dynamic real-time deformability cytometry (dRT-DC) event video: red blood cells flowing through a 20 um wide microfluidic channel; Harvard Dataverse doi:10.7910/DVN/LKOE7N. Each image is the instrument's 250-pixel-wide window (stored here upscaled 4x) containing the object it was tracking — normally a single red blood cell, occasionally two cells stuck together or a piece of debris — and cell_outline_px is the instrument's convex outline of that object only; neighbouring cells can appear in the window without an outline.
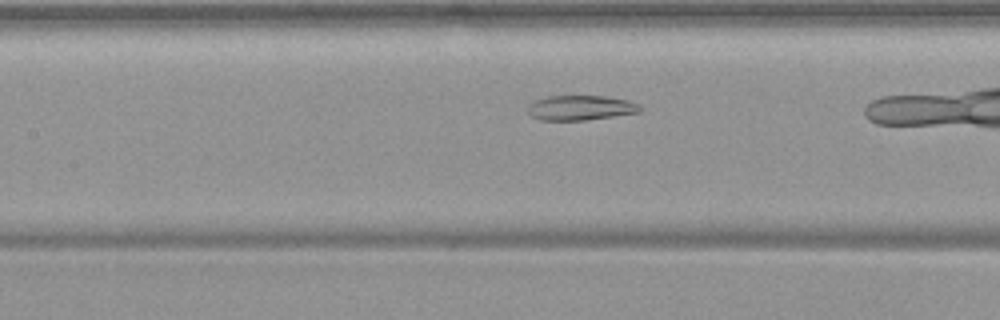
{"species": "common noctule bat (a hibernating species)", "species_latin": "Nyctalus noctula", "temperature_condition": "warm", "stored_images_in_passage": 32, "camera_frame_rate_fps": 3000, "um_per_image_px": 0.085, "animal": {"sex": "female", "body_mass_g": 19.9}, "frame": {"image": 1, "passage_image": 14, "time_ms": 4.333, "image_size_px": [1000, 320], "cell_outline_px": [[644, 108], [640, 112], [584, 120], [540, 120], [532, 116], [528, 112], [528, 104], [536, 100], [548, 96], [604, 96], [628, 100], [640, 104]], "centroid_in_image_um": [49.37, 9.16], "position_along_channel_um": 158.0, "area_um2": 16.24}}